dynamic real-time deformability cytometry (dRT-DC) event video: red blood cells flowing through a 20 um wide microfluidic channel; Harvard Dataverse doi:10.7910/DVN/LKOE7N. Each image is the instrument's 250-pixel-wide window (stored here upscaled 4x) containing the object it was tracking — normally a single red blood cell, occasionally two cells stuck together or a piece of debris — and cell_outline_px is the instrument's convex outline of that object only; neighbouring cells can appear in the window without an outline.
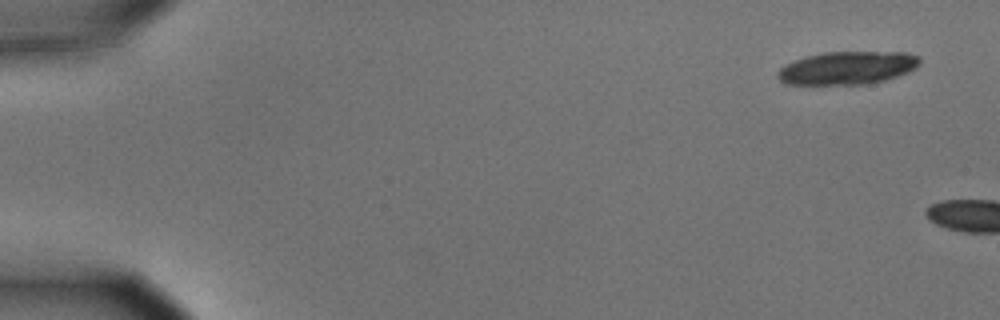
{"species": "common noctule bat (a hibernating species)", "species_latin": "Nyctalus noctula", "temperature_condition": "cold", "stored_images_in_passage": 3, "camera_frame_rate_fps": 3000, "um_per_image_px": 0.085, "animal": {"sex": "male", "body_mass_g": 15.6}, "frame": {"image": 1, "passage_image": 1, "time_ms": 0.0, "image_size_px": [1000, 320], "cell_outline_px": [[920, 64], [916, 68], [908, 72], [884, 80], [864, 84], [784, 84], [776, 76], [776, 72], [784, 64], [804, 56], [824, 52], [904, 52], [920, 56]], "centroid_in_image_um": [72.0, 5.76], "position_along_channel_um": 13.0, "area_um2": 27.46}}